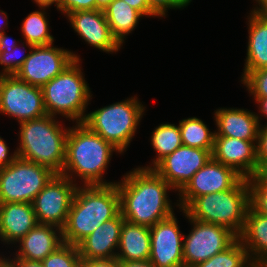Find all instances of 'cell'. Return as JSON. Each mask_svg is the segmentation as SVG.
<instances>
[{
	"mask_svg": "<svg viewBox=\"0 0 267 267\" xmlns=\"http://www.w3.org/2000/svg\"><path fill=\"white\" fill-rule=\"evenodd\" d=\"M243 177L234 169L212 157L179 191L180 209H185L196 197L233 188Z\"/></svg>",
	"mask_w": 267,
	"mask_h": 267,
	"instance_id": "4fadbf2b",
	"label": "cell"
},
{
	"mask_svg": "<svg viewBox=\"0 0 267 267\" xmlns=\"http://www.w3.org/2000/svg\"><path fill=\"white\" fill-rule=\"evenodd\" d=\"M241 82L254 97H267V68L244 72Z\"/></svg>",
	"mask_w": 267,
	"mask_h": 267,
	"instance_id": "1f68e13d",
	"label": "cell"
},
{
	"mask_svg": "<svg viewBox=\"0 0 267 267\" xmlns=\"http://www.w3.org/2000/svg\"><path fill=\"white\" fill-rule=\"evenodd\" d=\"M0 259L8 266V267H44L42 261L22 259L14 256V260L1 258Z\"/></svg>",
	"mask_w": 267,
	"mask_h": 267,
	"instance_id": "74e56055",
	"label": "cell"
},
{
	"mask_svg": "<svg viewBox=\"0 0 267 267\" xmlns=\"http://www.w3.org/2000/svg\"><path fill=\"white\" fill-rule=\"evenodd\" d=\"M113 0H96V9L104 10Z\"/></svg>",
	"mask_w": 267,
	"mask_h": 267,
	"instance_id": "bcb514c9",
	"label": "cell"
},
{
	"mask_svg": "<svg viewBox=\"0 0 267 267\" xmlns=\"http://www.w3.org/2000/svg\"><path fill=\"white\" fill-rule=\"evenodd\" d=\"M246 267H253L252 266V261Z\"/></svg>",
	"mask_w": 267,
	"mask_h": 267,
	"instance_id": "f907efd6",
	"label": "cell"
},
{
	"mask_svg": "<svg viewBox=\"0 0 267 267\" xmlns=\"http://www.w3.org/2000/svg\"><path fill=\"white\" fill-rule=\"evenodd\" d=\"M249 207V184L242 178L229 190L196 197L184 210L191 219L225 226L239 236Z\"/></svg>",
	"mask_w": 267,
	"mask_h": 267,
	"instance_id": "5b68a950",
	"label": "cell"
},
{
	"mask_svg": "<svg viewBox=\"0 0 267 267\" xmlns=\"http://www.w3.org/2000/svg\"><path fill=\"white\" fill-rule=\"evenodd\" d=\"M82 40L106 53L117 52L120 45L113 38L104 10H81L66 15Z\"/></svg>",
	"mask_w": 267,
	"mask_h": 267,
	"instance_id": "e0dca14e",
	"label": "cell"
},
{
	"mask_svg": "<svg viewBox=\"0 0 267 267\" xmlns=\"http://www.w3.org/2000/svg\"><path fill=\"white\" fill-rule=\"evenodd\" d=\"M218 131L215 136L257 141L260 129L258 114L237 108H220L214 113Z\"/></svg>",
	"mask_w": 267,
	"mask_h": 267,
	"instance_id": "d6986e66",
	"label": "cell"
},
{
	"mask_svg": "<svg viewBox=\"0 0 267 267\" xmlns=\"http://www.w3.org/2000/svg\"><path fill=\"white\" fill-rule=\"evenodd\" d=\"M45 11L31 12L21 26L26 45L29 49L33 46L53 44L54 37L50 34Z\"/></svg>",
	"mask_w": 267,
	"mask_h": 267,
	"instance_id": "83f0119b",
	"label": "cell"
},
{
	"mask_svg": "<svg viewBox=\"0 0 267 267\" xmlns=\"http://www.w3.org/2000/svg\"><path fill=\"white\" fill-rule=\"evenodd\" d=\"M0 113L16 118L18 123L47 115L42 87L16 75L0 76Z\"/></svg>",
	"mask_w": 267,
	"mask_h": 267,
	"instance_id": "9c48e42d",
	"label": "cell"
},
{
	"mask_svg": "<svg viewBox=\"0 0 267 267\" xmlns=\"http://www.w3.org/2000/svg\"><path fill=\"white\" fill-rule=\"evenodd\" d=\"M238 138L215 136L212 158L231 167L243 178H250L259 171L256 143Z\"/></svg>",
	"mask_w": 267,
	"mask_h": 267,
	"instance_id": "2e32d148",
	"label": "cell"
},
{
	"mask_svg": "<svg viewBox=\"0 0 267 267\" xmlns=\"http://www.w3.org/2000/svg\"><path fill=\"white\" fill-rule=\"evenodd\" d=\"M250 190V206L267 216V173L261 172L247 178Z\"/></svg>",
	"mask_w": 267,
	"mask_h": 267,
	"instance_id": "4dcf8cb0",
	"label": "cell"
},
{
	"mask_svg": "<svg viewBox=\"0 0 267 267\" xmlns=\"http://www.w3.org/2000/svg\"><path fill=\"white\" fill-rule=\"evenodd\" d=\"M105 17L113 38L121 46L126 35L131 33L143 15L123 0H113L105 9Z\"/></svg>",
	"mask_w": 267,
	"mask_h": 267,
	"instance_id": "d4e9b609",
	"label": "cell"
},
{
	"mask_svg": "<svg viewBox=\"0 0 267 267\" xmlns=\"http://www.w3.org/2000/svg\"><path fill=\"white\" fill-rule=\"evenodd\" d=\"M238 238L251 261L267 259V216L258 213L250 206L243 231Z\"/></svg>",
	"mask_w": 267,
	"mask_h": 267,
	"instance_id": "603a6c76",
	"label": "cell"
},
{
	"mask_svg": "<svg viewBox=\"0 0 267 267\" xmlns=\"http://www.w3.org/2000/svg\"><path fill=\"white\" fill-rule=\"evenodd\" d=\"M34 2L41 8V10H45V8L55 4L57 9L59 10V0H34Z\"/></svg>",
	"mask_w": 267,
	"mask_h": 267,
	"instance_id": "f6af8a7d",
	"label": "cell"
},
{
	"mask_svg": "<svg viewBox=\"0 0 267 267\" xmlns=\"http://www.w3.org/2000/svg\"><path fill=\"white\" fill-rule=\"evenodd\" d=\"M127 5L139 11L144 16H156L151 10L147 0H123Z\"/></svg>",
	"mask_w": 267,
	"mask_h": 267,
	"instance_id": "f35d334b",
	"label": "cell"
},
{
	"mask_svg": "<svg viewBox=\"0 0 267 267\" xmlns=\"http://www.w3.org/2000/svg\"><path fill=\"white\" fill-rule=\"evenodd\" d=\"M62 235V230L56 226L37 224L18 241L20 248L16 256L42 261L64 243Z\"/></svg>",
	"mask_w": 267,
	"mask_h": 267,
	"instance_id": "44dd1931",
	"label": "cell"
},
{
	"mask_svg": "<svg viewBox=\"0 0 267 267\" xmlns=\"http://www.w3.org/2000/svg\"><path fill=\"white\" fill-rule=\"evenodd\" d=\"M124 218L119 213L111 220L98 226L78 245L81 260L110 259L116 257L114 250L119 246L120 232Z\"/></svg>",
	"mask_w": 267,
	"mask_h": 267,
	"instance_id": "ac0fdd59",
	"label": "cell"
},
{
	"mask_svg": "<svg viewBox=\"0 0 267 267\" xmlns=\"http://www.w3.org/2000/svg\"><path fill=\"white\" fill-rule=\"evenodd\" d=\"M254 100L259 104V110L267 119V97H254Z\"/></svg>",
	"mask_w": 267,
	"mask_h": 267,
	"instance_id": "ee69618b",
	"label": "cell"
},
{
	"mask_svg": "<svg viewBox=\"0 0 267 267\" xmlns=\"http://www.w3.org/2000/svg\"><path fill=\"white\" fill-rule=\"evenodd\" d=\"M144 110L135 96L85 114L82 123L122 153L132 141Z\"/></svg>",
	"mask_w": 267,
	"mask_h": 267,
	"instance_id": "52a82bcc",
	"label": "cell"
},
{
	"mask_svg": "<svg viewBox=\"0 0 267 267\" xmlns=\"http://www.w3.org/2000/svg\"><path fill=\"white\" fill-rule=\"evenodd\" d=\"M150 6V10L156 16H166L168 9H180L188 6L190 3L188 0H147Z\"/></svg>",
	"mask_w": 267,
	"mask_h": 267,
	"instance_id": "e575fe53",
	"label": "cell"
},
{
	"mask_svg": "<svg viewBox=\"0 0 267 267\" xmlns=\"http://www.w3.org/2000/svg\"><path fill=\"white\" fill-rule=\"evenodd\" d=\"M80 60H74L43 87L46 112L50 116L60 114L72 121L83 122L85 110L91 99V91L80 69Z\"/></svg>",
	"mask_w": 267,
	"mask_h": 267,
	"instance_id": "8992f818",
	"label": "cell"
},
{
	"mask_svg": "<svg viewBox=\"0 0 267 267\" xmlns=\"http://www.w3.org/2000/svg\"><path fill=\"white\" fill-rule=\"evenodd\" d=\"M17 44L15 40L6 36L5 32L0 35V52L6 50V48L15 47Z\"/></svg>",
	"mask_w": 267,
	"mask_h": 267,
	"instance_id": "b9f144b4",
	"label": "cell"
},
{
	"mask_svg": "<svg viewBox=\"0 0 267 267\" xmlns=\"http://www.w3.org/2000/svg\"><path fill=\"white\" fill-rule=\"evenodd\" d=\"M250 262L247 250L237 238L228 248L195 267H246Z\"/></svg>",
	"mask_w": 267,
	"mask_h": 267,
	"instance_id": "f1b7e54d",
	"label": "cell"
},
{
	"mask_svg": "<svg viewBox=\"0 0 267 267\" xmlns=\"http://www.w3.org/2000/svg\"><path fill=\"white\" fill-rule=\"evenodd\" d=\"M119 262L121 267H155L150 260Z\"/></svg>",
	"mask_w": 267,
	"mask_h": 267,
	"instance_id": "60d3db41",
	"label": "cell"
},
{
	"mask_svg": "<svg viewBox=\"0 0 267 267\" xmlns=\"http://www.w3.org/2000/svg\"><path fill=\"white\" fill-rule=\"evenodd\" d=\"M173 213L150 227L151 253L149 260L155 267H184L183 240Z\"/></svg>",
	"mask_w": 267,
	"mask_h": 267,
	"instance_id": "9a60e30c",
	"label": "cell"
},
{
	"mask_svg": "<svg viewBox=\"0 0 267 267\" xmlns=\"http://www.w3.org/2000/svg\"><path fill=\"white\" fill-rule=\"evenodd\" d=\"M79 267H121L119 260L114 257L110 259L81 260Z\"/></svg>",
	"mask_w": 267,
	"mask_h": 267,
	"instance_id": "8d00e7d4",
	"label": "cell"
},
{
	"mask_svg": "<svg viewBox=\"0 0 267 267\" xmlns=\"http://www.w3.org/2000/svg\"><path fill=\"white\" fill-rule=\"evenodd\" d=\"M212 157V150L181 145L152 169L178 192Z\"/></svg>",
	"mask_w": 267,
	"mask_h": 267,
	"instance_id": "5bb4252c",
	"label": "cell"
},
{
	"mask_svg": "<svg viewBox=\"0 0 267 267\" xmlns=\"http://www.w3.org/2000/svg\"><path fill=\"white\" fill-rule=\"evenodd\" d=\"M38 224L32 203H0V239L16 243Z\"/></svg>",
	"mask_w": 267,
	"mask_h": 267,
	"instance_id": "ffe728a7",
	"label": "cell"
},
{
	"mask_svg": "<svg viewBox=\"0 0 267 267\" xmlns=\"http://www.w3.org/2000/svg\"><path fill=\"white\" fill-rule=\"evenodd\" d=\"M248 22L249 39L244 72L267 68V18L251 11Z\"/></svg>",
	"mask_w": 267,
	"mask_h": 267,
	"instance_id": "cb8c5ba5",
	"label": "cell"
},
{
	"mask_svg": "<svg viewBox=\"0 0 267 267\" xmlns=\"http://www.w3.org/2000/svg\"><path fill=\"white\" fill-rule=\"evenodd\" d=\"M52 45L30 48L28 58L15 75L30 85L43 87L74 60H80L73 52Z\"/></svg>",
	"mask_w": 267,
	"mask_h": 267,
	"instance_id": "7c38bea8",
	"label": "cell"
},
{
	"mask_svg": "<svg viewBox=\"0 0 267 267\" xmlns=\"http://www.w3.org/2000/svg\"><path fill=\"white\" fill-rule=\"evenodd\" d=\"M193 229L183 239L184 267H195L228 248L238 236L225 226L191 219L182 209Z\"/></svg>",
	"mask_w": 267,
	"mask_h": 267,
	"instance_id": "30bf717a",
	"label": "cell"
},
{
	"mask_svg": "<svg viewBox=\"0 0 267 267\" xmlns=\"http://www.w3.org/2000/svg\"><path fill=\"white\" fill-rule=\"evenodd\" d=\"M77 187L69 178L56 174L32 202L38 224L53 225L62 230Z\"/></svg>",
	"mask_w": 267,
	"mask_h": 267,
	"instance_id": "8fae6325",
	"label": "cell"
},
{
	"mask_svg": "<svg viewBox=\"0 0 267 267\" xmlns=\"http://www.w3.org/2000/svg\"><path fill=\"white\" fill-rule=\"evenodd\" d=\"M0 15L2 16V18L0 17V26H1V22H3L4 20H6V19H8V16L6 15V13L4 12V11H1L0 10ZM4 18V19H3ZM3 20V21H2ZM5 31H4V27H0V35L2 34V33H4Z\"/></svg>",
	"mask_w": 267,
	"mask_h": 267,
	"instance_id": "c3c4849f",
	"label": "cell"
},
{
	"mask_svg": "<svg viewBox=\"0 0 267 267\" xmlns=\"http://www.w3.org/2000/svg\"><path fill=\"white\" fill-rule=\"evenodd\" d=\"M17 51H19V49L16 45L15 47L6 48L5 51L0 52V65L4 67L0 76L15 75L28 58L29 53L21 57V55L17 54Z\"/></svg>",
	"mask_w": 267,
	"mask_h": 267,
	"instance_id": "d6a6232c",
	"label": "cell"
},
{
	"mask_svg": "<svg viewBox=\"0 0 267 267\" xmlns=\"http://www.w3.org/2000/svg\"><path fill=\"white\" fill-rule=\"evenodd\" d=\"M55 116L21 122L17 157L31 161L61 174L65 162L66 139L69 129L63 128Z\"/></svg>",
	"mask_w": 267,
	"mask_h": 267,
	"instance_id": "277c9868",
	"label": "cell"
},
{
	"mask_svg": "<svg viewBox=\"0 0 267 267\" xmlns=\"http://www.w3.org/2000/svg\"><path fill=\"white\" fill-rule=\"evenodd\" d=\"M256 155L260 172H267V124L260 125L256 142Z\"/></svg>",
	"mask_w": 267,
	"mask_h": 267,
	"instance_id": "836d02e7",
	"label": "cell"
},
{
	"mask_svg": "<svg viewBox=\"0 0 267 267\" xmlns=\"http://www.w3.org/2000/svg\"><path fill=\"white\" fill-rule=\"evenodd\" d=\"M42 263L44 267H79L81 257L77 246L63 243L43 259Z\"/></svg>",
	"mask_w": 267,
	"mask_h": 267,
	"instance_id": "f546056e",
	"label": "cell"
},
{
	"mask_svg": "<svg viewBox=\"0 0 267 267\" xmlns=\"http://www.w3.org/2000/svg\"><path fill=\"white\" fill-rule=\"evenodd\" d=\"M259 7L252 10L255 14L267 18V0H255Z\"/></svg>",
	"mask_w": 267,
	"mask_h": 267,
	"instance_id": "7bdbcfd3",
	"label": "cell"
},
{
	"mask_svg": "<svg viewBox=\"0 0 267 267\" xmlns=\"http://www.w3.org/2000/svg\"><path fill=\"white\" fill-rule=\"evenodd\" d=\"M0 267H8V266L0 259Z\"/></svg>",
	"mask_w": 267,
	"mask_h": 267,
	"instance_id": "681fc988",
	"label": "cell"
},
{
	"mask_svg": "<svg viewBox=\"0 0 267 267\" xmlns=\"http://www.w3.org/2000/svg\"><path fill=\"white\" fill-rule=\"evenodd\" d=\"M96 9V0H59V10L65 15L81 10Z\"/></svg>",
	"mask_w": 267,
	"mask_h": 267,
	"instance_id": "d590c367",
	"label": "cell"
},
{
	"mask_svg": "<svg viewBox=\"0 0 267 267\" xmlns=\"http://www.w3.org/2000/svg\"><path fill=\"white\" fill-rule=\"evenodd\" d=\"M120 213V197L116 183L78 186L67 222L62 229L63 242L77 246L105 221Z\"/></svg>",
	"mask_w": 267,
	"mask_h": 267,
	"instance_id": "7a4b0ae2",
	"label": "cell"
},
{
	"mask_svg": "<svg viewBox=\"0 0 267 267\" xmlns=\"http://www.w3.org/2000/svg\"><path fill=\"white\" fill-rule=\"evenodd\" d=\"M74 127L69 128L67 135L65 162L61 175L73 181L72 176L75 174L82 179L83 186L116 183L105 182L102 177L113 151L119 152V150L82 122H77Z\"/></svg>",
	"mask_w": 267,
	"mask_h": 267,
	"instance_id": "3957f363",
	"label": "cell"
},
{
	"mask_svg": "<svg viewBox=\"0 0 267 267\" xmlns=\"http://www.w3.org/2000/svg\"><path fill=\"white\" fill-rule=\"evenodd\" d=\"M182 144L192 148L213 150L215 132H210L207 125L197 117L179 121Z\"/></svg>",
	"mask_w": 267,
	"mask_h": 267,
	"instance_id": "4316f807",
	"label": "cell"
},
{
	"mask_svg": "<svg viewBox=\"0 0 267 267\" xmlns=\"http://www.w3.org/2000/svg\"><path fill=\"white\" fill-rule=\"evenodd\" d=\"M118 249L120 251L117 252L116 258L119 261L149 260L151 253L150 227L124 220Z\"/></svg>",
	"mask_w": 267,
	"mask_h": 267,
	"instance_id": "7402d4cb",
	"label": "cell"
},
{
	"mask_svg": "<svg viewBox=\"0 0 267 267\" xmlns=\"http://www.w3.org/2000/svg\"><path fill=\"white\" fill-rule=\"evenodd\" d=\"M151 145L158 156L152 162L153 166L140 168L152 169L161 159L172 154L177 148L183 145L179 125L176 126L175 124L169 123L160 124L152 132Z\"/></svg>",
	"mask_w": 267,
	"mask_h": 267,
	"instance_id": "484cf974",
	"label": "cell"
},
{
	"mask_svg": "<svg viewBox=\"0 0 267 267\" xmlns=\"http://www.w3.org/2000/svg\"><path fill=\"white\" fill-rule=\"evenodd\" d=\"M17 157L16 151L9 156V147L0 137V169L6 167L12 160Z\"/></svg>",
	"mask_w": 267,
	"mask_h": 267,
	"instance_id": "ab89813d",
	"label": "cell"
},
{
	"mask_svg": "<svg viewBox=\"0 0 267 267\" xmlns=\"http://www.w3.org/2000/svg\"><path fill=\"white\" fill-rule=\"evenodd\" d=\"M253 267H267V259L252 261Z\"/></svg>",
	"mask_w": 267,
	"mask_h": 267,
	"instance_id": "7dc6e473",
	"label": "cell"
},
{
	"mask_svg": "<svg viewBox=\"0 0 267 267\" xmlns=\"http://www.w3.org/2000/svg\"><path fill=\"white\" fill-rule=\"evenodd\" d=\"M55 175L45 166L16 157L0 169V203H32Z\"/></svg>",
	"mask_w": 267,
	"mask_h": 267,
	"instance_id": "ba28073f",
	"label": "cell"
},
{
	"mask_svg": "<svg viewBox=\"0 0 267 267\" xmlns=\"http://www.w3.org/2000/svg\"><path fill=\"white\" fill-rule=\"evenodd\" d=\"M116 182L124 220L152 227L173 214L167 190L173 188L153 169L136 168Z\"/></svg>",
	"mask_w": 267,
	"mask_h": 267,
	"instance_id": "6da1fadb",
	"label": "cell"
}]
</instances>
